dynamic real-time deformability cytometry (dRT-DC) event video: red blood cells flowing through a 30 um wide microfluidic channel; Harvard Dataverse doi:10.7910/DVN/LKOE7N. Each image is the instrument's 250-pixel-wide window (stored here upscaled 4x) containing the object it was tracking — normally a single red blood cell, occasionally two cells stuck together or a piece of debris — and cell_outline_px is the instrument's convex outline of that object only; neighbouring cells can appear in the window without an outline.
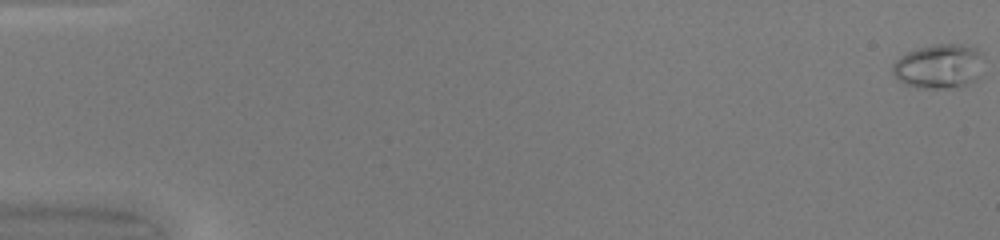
{"species": "common noctule bat (a hibernating species)", "species_latin": "Nyctalus noctula", "temperature_condition": "warm", "stored_images_in_passage": 50, "camera_frame_rate_fps": 3000, "um_per_image_px": 0.085, "animal": {"sex": "female", "body_mass_g": 20.0, "forearm_length_mm": 54.0}, "frame": {"image": 1, "passage_image": 1, "time_ms": 0.0, "image_size_px": [1000, 240], "cell_outline_px": [[980, 76], [976, 80], [956, 88], [916, 88], [904, 84], [892, 72], [892, 64], [900, 56], [908, 52], [920, 48], [936, 44], [960, 44], [976, 48], [980, 52]], "centroid_in_image_um": [79.79, 5.65], "position_along_channel_um": 5.2, "area_um2": 23.41}}
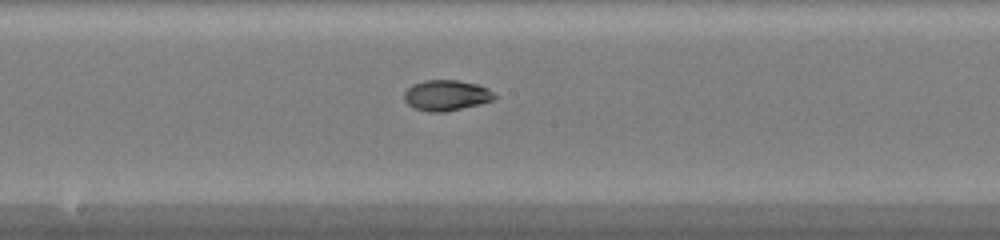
{"frame": {"image": 2, "passage_image": 28, "time_ms": 9.0, "image_size_px": [1000, 240], "cell_outline_px": [[500, 96], [492, 100], [480, 104], [444, 112], [428, 112], [416, 108], [408, 104], [404, 100], [404, 92], [412, 84], [424, 80], [456, 80], [476, 84], [488, 88]], "centroid_in_image_um": [37.96, 8.1], "position_along_channel_um": 210.2, "area_um2": 16.18}}
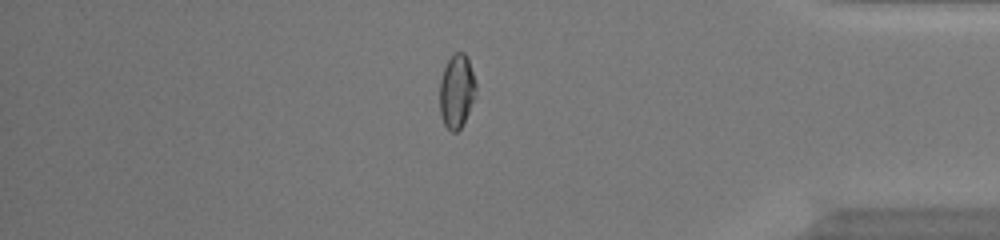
{"frame": {"image": 3, "passage_image": 43, "time_ms": 14.0, "image_size_px": [1000, 240], "cell_outline_px": [[476, 96], [460, 128], [456, 132], [452, 132], [444, 124], [440, 116], [440, 80], [444, 68], [448, 60], [456, 52], [464, 52], [468, 60], [476, 84]], "centroid_in_image_um": [38.81, 7.76], "position_along_channel_um": 396.4, "area_um2": 15.37}, "authors_computed_cell_mechanics": {"area_um2": 16.2707, "velocity_mm_per_s": 4.2658, "shape_relaxation_time_tau1_ms": null, "shape_relaxation_time_tau2_ms": 1.247, "deformation_change_tau1": null, "deformation_change_tau2": 0.0459}}